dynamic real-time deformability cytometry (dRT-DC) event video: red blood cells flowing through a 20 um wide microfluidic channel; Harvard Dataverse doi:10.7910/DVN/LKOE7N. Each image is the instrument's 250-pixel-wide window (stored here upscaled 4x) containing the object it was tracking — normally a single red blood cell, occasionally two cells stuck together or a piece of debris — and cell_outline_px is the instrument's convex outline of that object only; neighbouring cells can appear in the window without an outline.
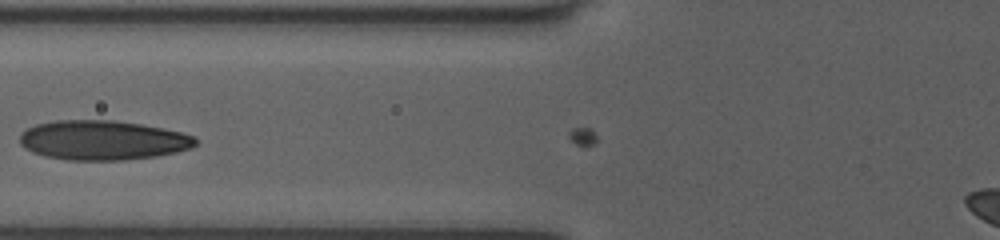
{"species": "human", "species_latin": "Homo sapiens", "temperature_condition": "room temperature", "stored_images_in_passage": 6, "camera_frame_rate_fps": 3000, "um_per_image_px": 0.085, "donor": {"sex": "female"}, "frame": {"image": 1, "passage_image": 5, "time_ms": 1.333, "image_size_px": [1000, 240], "cell_outline_px": [[196, 144], [192, 148], [176, 152], [156, 156], [124, 160], [68, 160], [44, 156], [32, 152], [24, 148], [20, 144], [20, 132], [36, 124], [56, 120], [116, 120], [140, 124], [180, 132], [196, 136]], "centroid_in_image_um": [8.71, 11.92], "position_along_channel_um": 117.1, "area_um2": 40.63}}